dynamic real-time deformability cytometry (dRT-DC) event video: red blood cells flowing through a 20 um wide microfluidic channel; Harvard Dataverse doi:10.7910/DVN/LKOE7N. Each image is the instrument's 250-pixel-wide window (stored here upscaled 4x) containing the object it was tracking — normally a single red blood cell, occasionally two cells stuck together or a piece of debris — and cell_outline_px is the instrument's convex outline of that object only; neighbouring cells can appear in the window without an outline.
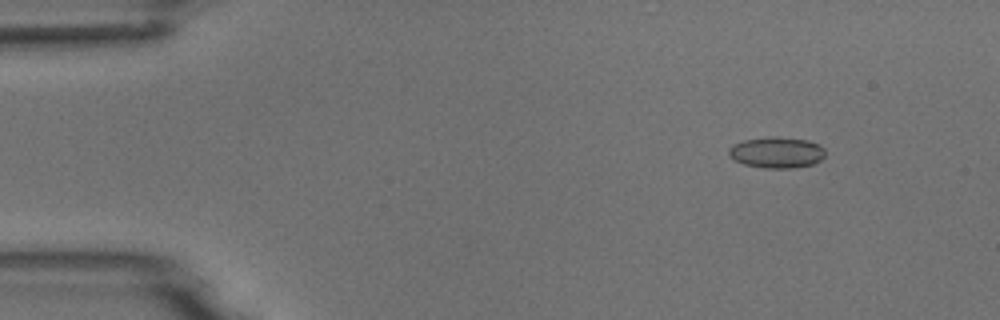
{"species": "common noctule bat (a hibernating species)", "species_latin": "Nyctalus noctula", "temperature_condition": "room temperature", "stored_images_in_passage": 5, "camera_frame_rate_fps": 3000, "um_per_image_px": 0.085, "animal": {"sex": "male", "body_mass_g": 18.8}, "frame": {"image": 1, "passage_image": 2, "time_ms": 1.333, "image_size_px": [1000, 320], "cell_outline_px": [[824, 156], [820, 160], [812, 164], [792, 168], [764, 168], [744, 164], [732, 160], [728, 156], [728, 148], [732, 144], [744, 140], [772, 136], [776, 136], [808, 140], [820, 144], [824, 148]], "centroid_in_image_um": [65.98, 12.95], "position_along_channel_um": 19.0, "area_um2": 17.69}}
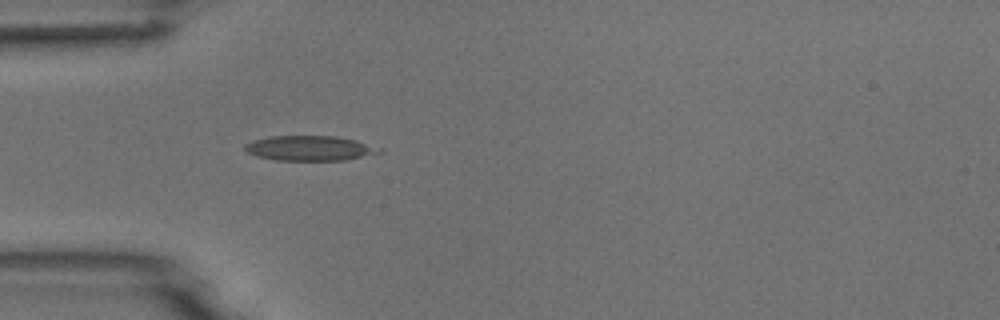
{"frame": {"image": 2, "passage_image": 5, "time_ms": 4.667, "image_size_px": [1000, 320], "cell_outline_px": [[384, 152], [344, 160], [276, 160], [256, 156], [248, 152], [244, 148], [244, 144], [256, 140], [272, 136], [336, 136], [356, 140], [384, 148]], "centroid_in_image_um": [26.39, 12.6], "position_along_channel_um": 58.6, "area_um2": 19.54}}